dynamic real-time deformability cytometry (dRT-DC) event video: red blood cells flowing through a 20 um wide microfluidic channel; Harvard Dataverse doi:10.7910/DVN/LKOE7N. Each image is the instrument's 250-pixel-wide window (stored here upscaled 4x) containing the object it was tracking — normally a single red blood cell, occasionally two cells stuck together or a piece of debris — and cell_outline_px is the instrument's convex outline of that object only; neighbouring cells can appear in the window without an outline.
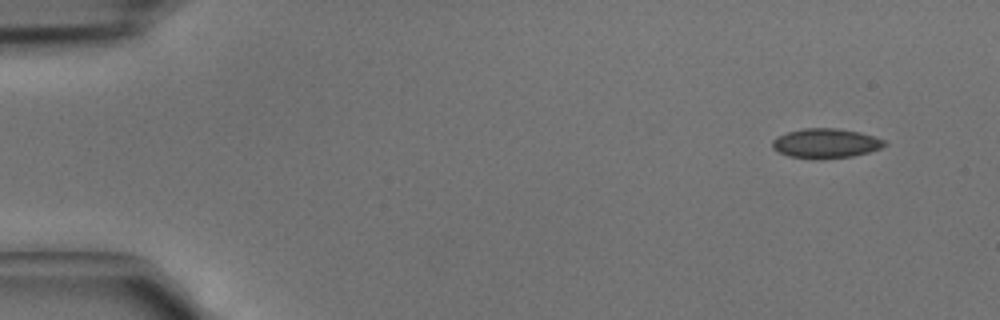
{"species": "common noctule bat (a hibernating species)", "species_latin": "Nyctalus noctula", "temperature_condition": "cold", "stored_images_in_passage": 3, "camera_frame_rate_fps": 3000, "um_per_image_px": 0.085, "animal": {"sex": "male", "body_mass_g": 15.6}, "frame": {"image": 1, "passage_image": 3, "time_ms": 0.667, "image_size_px": [1000, 320], "cell_outline_px": [[888, 144], [880, 148], [868, 152], [852, 156], [788, 156], [772, 148], [772, 140], [776, 136], [788, 132], [804, 128], [836, 128], [860, 132], [884, 140]], "centroid_in_image_um": [70.19, 12.13], "position_along_channel_um": 14.8, "area_um2": 18.5}}